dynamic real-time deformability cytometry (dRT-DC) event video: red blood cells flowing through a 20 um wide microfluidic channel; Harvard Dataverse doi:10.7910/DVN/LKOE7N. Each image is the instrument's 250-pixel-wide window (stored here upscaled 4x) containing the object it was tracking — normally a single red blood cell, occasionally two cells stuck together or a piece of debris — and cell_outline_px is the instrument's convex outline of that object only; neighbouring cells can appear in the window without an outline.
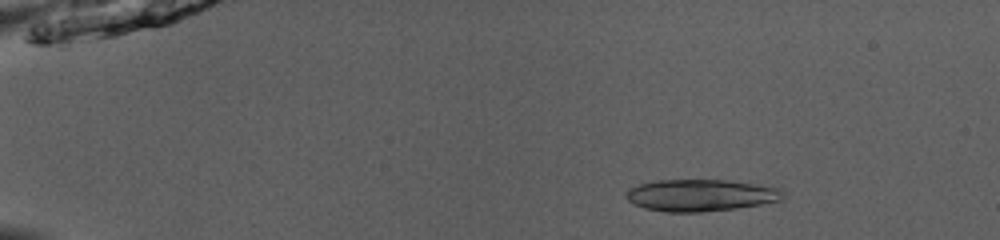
{"species": "common noctule bat (a hibernating species)", "species_latin": "Nyctalus noctula", "temperature_condition": "room temperature", "stored_images_in_passage": 31, "camera_frame_rate_fps": 3000, "um_per_image_px": 0.085, "animal": {"sex": "male", "body_mass_g": 13.0, "forearm_length_mm": 53.1}, "frame": {"image": 1, "passage_image": 9, "time_ms": 2.667, "image_size_px": [1000, 240], "cell_outline_px": [[788, 196], [784, 200], [736, 208], [700, 212], [664, 212], [644, 208], [628, 200], [624, 192], [628, 188], [640, 184], [656, 180], [728, 180], [784, 188]], "centroid_in_image_um": [59.63, 16.59], "position_along_channel_um": 25.4, "area_um2": 29.54}}
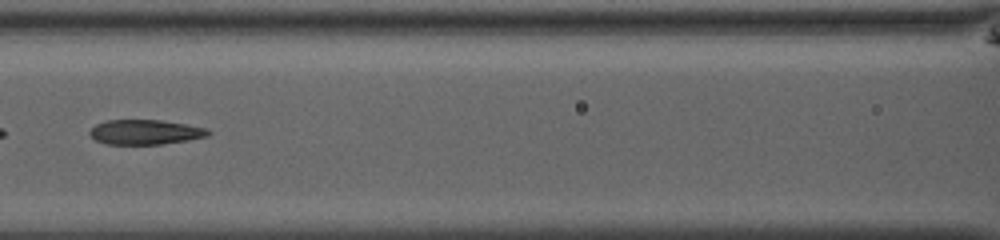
{"frame": {"image": 2, "passage_image": 26, "time_ms": 8.333, "image_size_px": [1000, 240], "cell_outline_px": [[212, 132], [208, 136], [188, 140], [160, 144], [104, 144], [96, 140], [88, 132], [96, 124], [108, 120], [160, 120], [208, 128]], "centroid_in_image_um": [12.36, 11.23], "position_along_channel_um": 154.2, "area_um2": 17.05}}
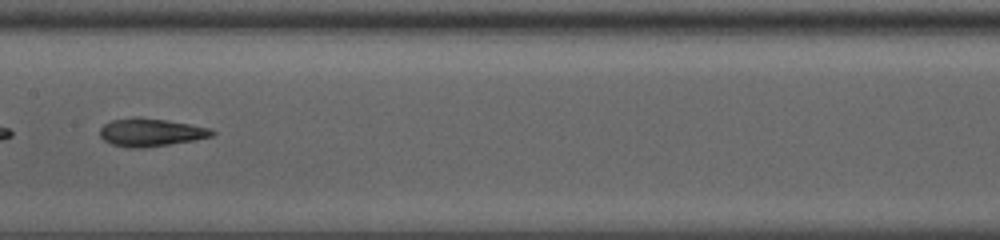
{"frame": {"image": 3, "passage_image": 29, "time_ms": 9.333, "image_size_px": [1000, 240], "cell_outline_px": [[216, 132], [212, 136], [196, 140], [144, 148], [128, 148], [112, 144], [104, 140], [100, 136], [100, 128], [104, 124], [112, 120], [164, 120], [192, 124], [212, 128]], "centroid_in_image_um": [12.88, 11.3], "position_along_channel_um": 194.5, "area_um2": 17.69}}